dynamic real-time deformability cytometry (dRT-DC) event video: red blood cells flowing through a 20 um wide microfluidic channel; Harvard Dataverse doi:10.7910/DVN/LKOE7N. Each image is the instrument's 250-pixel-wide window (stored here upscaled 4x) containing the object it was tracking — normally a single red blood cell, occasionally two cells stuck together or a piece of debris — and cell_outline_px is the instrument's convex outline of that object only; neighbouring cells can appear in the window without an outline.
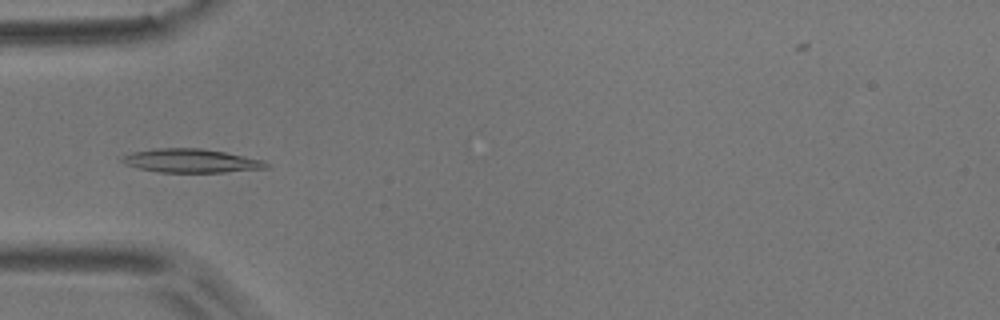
{"species": "common noctule bat (a hibernating species)", "species_latin": "Nyctalus noctula", "temperature_condition": "room temperature", "stored_images_in_passage": 43, "camera_frame_rate_fps": 3000, "um_per_image_px": 0.085, "animal": {"sex": "male", "body_mass_g": 17.9}, "frame": {"image": 1, "passage_image": 7, "time_ms": 2.0, "image_size_px": [1000, 320], "cell_outline_px": [[268, 168], [224, 172], [160, 172], [140, 168], [124, 164], [120, 160], [124, 156], [132, 152], [156, 148], [200, 148], [224, 152], [264, 160], [268, 164]], "centroid_in_image_um": [16.24, 13.66], "position_along_channel_um": 68.8, "area_um2": 19.71}}
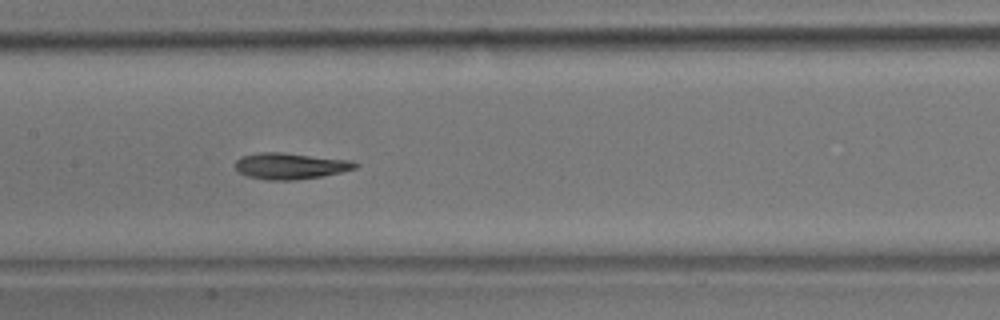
{"frame": {"image": 2, "passage_image": 16, "time_ms": 5.0, "image_size_px": [1000, 320], "cell_outline_px": [[360, 164], [356, 168], [340, 172], [320, 176], [296, 180], [264, 180], [248, 176], [240, 172], [236, 168], [236, 160], [240, 156], [260, 152], [280, 152], [352, 160]], "centroid_in_image_um": [24.68, 14.1], "position_along_channel_um": 182.7, "area_um2": 18.32}}
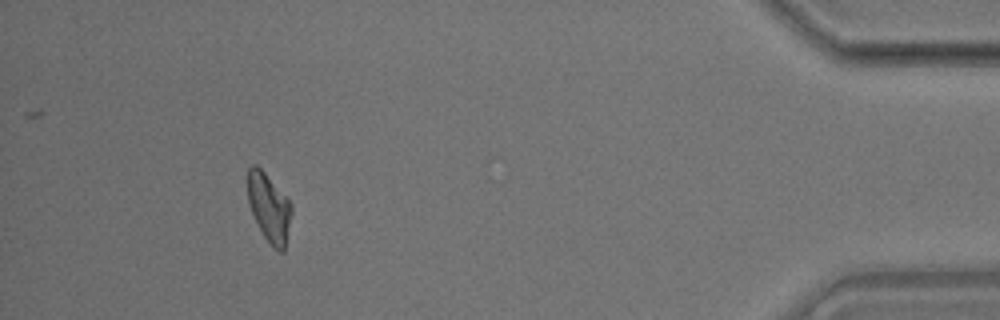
{"frame": {"image": 3, "passage_image": 39, "time_ms": 12.667, "image_size_px": [1000, 320], "cell_outline_px": [[292, 212], [284, 252], [280, 252], [264, 236], [252, 212], [248, 200], [248, 168], [252, 164], [256, 164], [264, 172], [292, 204]], "centroid_in_image_um": [22.88, 17.63], "position_along_channel_um": 412.3, "area_um2": 16.99}, "authors_computed_cell_mechanics": {"area_um2": 17.918, "velocity_mm_per_s": 3.7821, "shape_relaxation_time_tau1_ms": 7.3849, "shape_relaxation_time_tau2_ms": 2.9441, "deformation_change_tau1": 0.1828, "deformation_change_tau2": 0.0963}}